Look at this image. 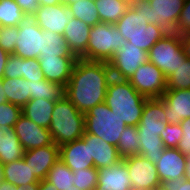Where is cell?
<instances>
[{
    "label": "cell",
    "mask_w": 190,
    "mask_h": 190,
    "mask_svg": "<svg viewBox=\"0 0 190 190\" xmlns=\"http://www.w3.org/2000/svg\"><path fill=\"white\" fill-rule=\"evenodd\" d=\"M112 78L107 62L78 58L65 87V96L85 114L94 106L105 102L107 87Z\"/></svg>",
    "instance_id": "obj_1"
},
{
    "label": "cell",
    "mask_w": 190,
    "mask_h": 190,
    "mask_svg": "<svg viewBox=\"0 0 190 190\" xmlns=\"http://www.w3.org/2000/svg\"><path fill=\"white\" fill-rule=\"evenodd\" d=\"M146 99L128 80L112 78L107 87L105 103L127 126H137Z\"/></svg>",
    "instance_id": "obj_2"
},
{
    "label": "cell",
    "mask_w": 190,
    "mask_h": 190,
    "mask_svg": "<svg viewBox=\"0 0 190 190\" xmlns=\"http://www.w3.org/2000/svg\"><path fill=\"white\" fill-rule=\"evenodd\" d=\"M53 142L59 147L82 138L85 132V114L80 112L64 95L55 102L48 129Z\"/></svg>",
    "instance_id": "obj_3"
},
{
    "label": "cell",
    "mask_w": 190,
    "mask_h": 190,
    "mask_svg": "<svg viewBox=\"0 0 190 190\" xmlns=\"http://www.w3.org/2000/svg\"><path fill=\"white\" fill-rule=\"evenodd\" d=\"M127 125L102 102L85 113V133L100 137L103 141L117 146L121 132Z\"/></svg>",
    "instance_id": "obj_4"
},
{
    "label": "cell",
    "mask_w": 190,
    "mask_h": 190,
    "mask_svg": "<svg viewBox=\"0 0 190 190\" xmlns=\"http://www.w3.org/2000/svg\"><path fill=\"white\" fill-rule=\"evenodd\" d=\"M87 46L88 61L108 62L126 42L113 24L100 22L91 27Z\"/></svg>",
    "instance_id": "obj_5"
},
{
    "label": "cell",
    "mask_w": 190,
    "mask_h": 190,
    "mask_svg": "<svg viewBox=\"0 0 190 190\" xmlns=\"http://www.w3.org/2000/svg\"><path fill=\"white\" fill-rule=\"evenodd\" d=\"M185 0H139L133 5L144 22L156 24L174 32Z\"/></svg>",
    "instance_id": "obj_6"
},
{
    "label": "cell",
    "mask_w": 190,
    "mask_h": 190,
    "mask_svg": "<svg viewBox=\"0 0 190 190\" xmlns=\"http://www.w3.org/2000/svg\"><path fill=\"white\" fill-rule=\"evenodd\" d=\"M187 57L184 54L180 35L168 32L148 51V61L159 68L167 79Z\"/></svg>",
    "instance_id": "obj_7"
},
{
    "label": "cell",
    "mask_w": 190,
    "mask_h": 190,
    "mask_svg": "<svg viewBox=\"0 0 190 190\" xmlns=\"http://www.w3.org/2000/svg\"><path fill=\"white\" fill-rule=\"evenodd\" d=\"M147 61V51L135 47V45L126 41L107 63L113 78L128 80L133 76L140 65Z\"/></svg>",
    "instance_id": "obj_8"
},
{
    "label": "cell",
    "mask_w": 190,
    "mask_h": 190,
    "mask_svg": "<svg viewBox=\"0 0 190 190\" xmlns=\"http://www.w3.org/2000/svg\"><path fill=\"white\" fill-rule=\"evenodd\" d=\"M18 29L14 54L23 59L38 58L41 54L43 30L37 25L36 15L24 14Z\"/></svg>",
    "instance_id": "obj_9"
},
{
    "label": "cell",
    "mask_w": 190,
    "mask_h": 190,
    "mask_svg": "<svg viewBox=\"0 0 190 190\" xmlns=\"http://www.w3.org/2000/svg\"><path fill=\"white\" fill-rule=\"evenodd\" d=\"M128 81L138 93L147 98H161L166 92L167 79L150 61L140 65Z\"/></svg>",
    "instance_id": "obj_10"
},
{
    "label": "cell",
    "mask_w": 190,
    "mask_h": 190,
    "mask_svg": "<svg viewBox=\"0 0 190 190\" xmlns=\"http://www.w3.org/2000/svg\"><path fill=\"white\" fill-rule=\"evenodd\" d=\"M131 179V190H159L156 165L140 155L124 158Z\"/></svg>",
    "instance_id": "obj_11"
},
{
    "label": "cell",
    "mask_w": 190,
    "mask_h": 190,
    "mask_svg": "<svg viewBox=\"0 0 190 190\" xmlns=\"http://www.w3.org/2000/svg\"><path fill=\"white\" fill-rule=\"evenodd\" d=\"M13 129L25 151L54 143L51 132L47 128L38 126L23 114L20 115Z\"/></svg>",
    "instance_id": "obj_12"
},
{
    "label": "cell",
    "mask_w": 190,
    "mask_h": 190,
    "mask_svg": "<svg viewBox=\"0 0 190 190\" xmlns=\"http://www.w3.org/2000/svg\"><path fill=\"white\" fill-rule=\"evenodd\" d=\"M23 159L32 173L41 181L60 159L59 146L55 143L24 152Z\"/></svg>",
    "instance_id": "obj_13"
},
{
    "label": "cell",
    "mask_w": 190,
    "mask_h": 190,
    "mask_svg": "<svg viewBox=\"0 0 190 190\" xmlns=\"http://www.w3.org/2000/svg\"><path fill=\"white\" fill-rule=\"evenodd\" d=\"M37 25L42 30H49L63 35L64 29L72 16L67 5L59 3L51 6H39L36 13Z\"/></svg>",
    "instance_id": "obj_14"
},
{
    "label": "cell",
    "mask_w": 190,
    "mask_h": 190,
    "mask_svg": "<svg viewBox=\"0 0 190 190\" xmlns=\"http://www.w3.org/2000/svg\"><path fill=\"white\" fill-rule=\"evenodd\" d=\"M82 139L88 145L89 161H94L96 169L110 167L122 159L117 147L103 141L100 137L84 132Z\"/></svg>",
    "instance_id": "obj_15"
},
{
    "label": "cell",
    "mask_w": 190,
    "mask_h": 190,
    "mask_svg": "<svg viewBox=\"0 0 190 190\" xmlns=\"http://www.w3.org/2000/svg\"><path fill=\"white\" fill-rule=\"evenodd\" d=\"M161 98L167 123H180L183 119L190 118V89L166 90Z\"/></svg>",
    "instance_id": "obj_16"
},
{
    "label": "cell",
    "mask_w": 190,
    "mask_h": 190,
    "mask_svg": "<svg viewBox=\"0 0 190 190\" xmlns=\"http://www.w3.org/2000/svg\"><path fill=\"white\" fill-rule=\"evenodd\" d=\"M167 119L162 98H147L143 107L140 123L137 125L138 132H150L161 135L165 130Z\"/></svg>",
    "instance_id": "obj_17"
},
{
    "label": "cell",
    "mask_w": 190,
    "mask_h": 190,
    "mask_svg": "<svg viewBox=\"0 0 190 190\" xmlns=\"http://www.w3.org/2000/svg\"><path fill=\"white\" fill-rule=\"evenodd\" d=\"M97 170L98 183L95 190H131V179L124 159Z\"/></svg>",
    "instance_id": "obj_18"
},
{
    "label": "cell",
    "mask_w": 190,
    "mask_h": 190,
    "mask_svg": "<svg viewBox=\"0 0 190 190\" xmlns=\"http://www.w3.org/2000/svg\"><path fill=\"white\" fill-rule=\"evenodd\" d=\"M91 26L72 17L64 29L63 37L69 51L77 58L87 60V46L89 42Z\"/></svg>",
    "instance_id": "obj_19"
},
{
    "label": "cell",
    "mask_w": 190,
    "mask_h": 190,
    "mask_svg": "<svg viewBox=\"0 0 190 190\" xmlns=\"http://www.w3.org/2000/svg\"><path fill=\"white\" fill-rule=\"evenodd\" d=\"M77 57H44L38 58L41 71L46 80L66 87Z\"/></svg>",
    "instance_id": "obj_20"
},
{
    "label": "cell",
    "mask_w": 190,
    "mask_h": 190,
    "mask_svg": "<svg viewBox=\"0 0 190 190\" xmlns=\"http://www.w3.org/2000/svg\"><path fill=\"white\" fill-rule=\"evenodd\" d=\"M187 156L177 148H164L163 155L156 165L160 182L185 178Z\"/></svg>",
    "instance_id": "obj_21"
},
{
    "label": "cell",
    "mask_w": 190,
    "mask_h": 190,
    "mask_svg": "<svg viewBox=\"0 0 190 190\" xmlns=\"http://www.w3.org/2000/svg\"><path fill=\"white\" fill-rule=\"evenodd\" d=\"M60 160L72 171L94 167V161H89L88 145L78 139L59 147Z\"/></svg>",
    "instance_id": "obj_22"
},
{
    "label": "cell",
    "mask_w": 190,
    "mask_h": 190,
    "mask_svg": "<svg viewBox=\"0 0 190 190\" xmlns=\"http://www.w3.org/2000/svg\"><path fill=\"white\" fill-rule=\"evenodd\" d=\"M54 105V101L39 98L30 99L22 108V114L38 126L49 129Z\"/></svg>",
    "instance_id": "obj_23"
},
{
    "label": "cell",
    "mask_w": 190,
    "mask_h": 190,
    "mask_svg": "<svg viewBox=\"0 0 190 190\" xmlns=\"http://www.w3.org/2000/svg\"><path fill=\"white\" fill-rule=\"evenodd\" d=\"M140 26L133 31L130 40L127 42L147 52L168 33L166 29L156 24L149 23Z\"/></svg>",
    "instance_id": "obj_24"
},
{
    "label": "cell",
    "mask_w": 190,
    "mask_h": 190,
    "mask_svg": "<svg viewBox=\"0 0 190 190\" xmlns=\"http://www.w3.org/2000/svg\"><path fill=\"white\" fill-rule=\"evenodd\" d=\"M24 148L17 138L13 128L2 129L0 131V162L7 164L15 160L22 159Z\"/></svg>",
    "instance_id": "obj_25"
},
{
    "label": "cell",
    "mask_w": 190,
    "mask_h": 190,
    "mask_svg": "<svg viewBox=\"0 0 190 190\" xmlns=\"http://www.w3.org/2000/svg\"><path fill=\"white\" fill-rule=\"evenodd\" d=\"M45 180L57 190H80L78 174L73 172L59 159L49 170Z\"/></svg>",
    "instance_id": "obj_26"
},
{
    "label": "cell",
    "mask_w": 190,
    "mask_h": 190,
    "mask_svg": "<svg viewBox=\"0 0 190 190\" xmlns=\"http://www.w3.org/2000/svg\"><path fill=\"white\" fill-rule=\"evenodd\" d=\"M4 181L15 186L40 183V180L32 173L23 158L4 164Z\"/></svg>",
    "instance_id": "obj_27"
},
{
    "label": "cell",
    "mask_w": 190,
    "mask_h": 190,
    "mask_svg": "<svg viewBox=\"0 0 190 190\" xmlns=\"http://www.w3.org/2000/svg\"><path fill=\"white\" fill-rule=\"evenodd\" d=\"M2 86L7 101L23 108L30 100V81L23 77L3 78Z\"/></svg>",
    "instance_id": "obj_28"
},
{
    "label": "cell",
    "mask_w": 190,
    "mask_h": 190,
    "mask_svg": "<svg viewBox=\"0 0 190 190\" xmlns=\"http://www.w3.org/2000/svg\"><path fill=\"white\" fill-rule=\"evenodd\" d=\"M44 57H76L67 46L65 38L49 30H43L41 37V54L38 58Z\"/></svg>",
    "instance_id": "obj_29"
},
{
    "label": "cell",
    "mask_w": 190,
    "mask_h": 190,
    "mask_svg": "<svg viewBox=\"0 0 190 190\" xmlns=\"http://www.w3.org/2000/svg\"><path fill=\"white\" fill-rule=\"evenodd\" d=\"M140 148L139 155L157 164L163 155L164 145L162 139L156 133L138 132Z\"/></svg>",
    "instance_id": "obj_30"
},
{
    "label": "cell",
    "mask_w": 190,
    "mask_h": 190,
    "mask_svg": "<svg viewBox=\"0 0 190 190\" xmlns=\"http://www.w3.org/2000/svg\"><path fill=\"white\" fill-rule=\"evenodd\" d=\"M65 95V87L55 82L44 80L30 81V99L58 101Z\"/></svg>",
    "instance_id": "obj_31"
},
{
    "label": "cell",
    "mask_w": 190,
    "mask_h": 190,
    "mask_svg": "<svg viewBox=\"0 0 190 190\" xmlns=\"http://www.w3.org/2000/svg\"><path fill=\"white\" fill-rule=\"evenodd\" d=\"M100 22L115 25L130 7L120 0H94Z\"/></svg>",
    "instance_id": "obj_32"
},
{
    "label": "cell",
    "mask_w": 190,
    "mask_h": 190,
    "mask_svg": "<svg viewBox=\"0 0 190 190\" xmlns=\"http://www.w3.org/2000/svg\"><path fill=\"white\" fill-rule=\"evenodd\" d=\"M69 13L89 26L100 23L94 0H78L67 5Z\"/></svg>",
    "instance_id": "obj_33"
},
{
    "label": "cell",
    "mask_w": 190,
    "mask_h": 190,
    "mask_svg": "<svg viewBox=\"0 0 190 190\" xmlns=\"http://www.w3.org/2000/svg\"><path fill=\"white\" fill-rule=\"evenodd\" d=\"M139 139L137 126H127L125 130L121 132V137L116 147L122 159L139 155Z\"/></svg>",
    "instance_id": "obj_34"
},
{
    "label": "cell",
    "mask_w": 190,
    "mask_h": 190,
    "mask_svg": "<svg viewBox=\"0 0 190 190\" xmlns=\"http://www.w3.org/2000/svg\"><path fill=\"white\" fill-rule=\"evenodd\" d=\"M149 24L144 22L141 18V13L132 5L130 6L125 14L117 21L115 24L119 33L123 36L125 41L130 40V37L133 34V31L140 25Z\"/></svg>",
    "instance_id": "obj_35"
},
{
    "label": "cell",
    "mask_w": 190,
    "mask_h": 190,
    "mask_svg": "<svg viewBox=\"0 0 190 190\" xmlns=\"http://www.w3.org/2000/svg\"><path fill=\"white\" fill-rule=\"evenodd\" d=\"M190 89V59L180 63L166 81V90Z\"/></svg>",
    "instance_id": "obj_36"
},
{
    "label": "cell",
    "mask_w": 190,
    "mask_h": 190,
    "mask_svg": "<svg viewBox=\"0 0 190 190\" xmlns=\"http://www.w3.org/2000/svg\"><path fill=\"white\" fill-rule=\"evenodd\" d=\"M24 12L17 5L15 0H0V25L18 26Z\"/></svg>",
    "instance_id": "obj_37"
},
{
    "label": "cell",
    "mask_w": 190,
    "mask_h": 190,
    "mask_svg": "<svg viewBox=\"0 0 190 190\" xmlns=\"http://www.w3.org/2000/svg\"><path fill=\"white\" fill-rule=\"evenodd\" d=\"M22 114V108L10 102L0 104V127L13 128Z\"/></svg>",
    "instance_id": "obj_38"
},
{
    "label": "cell",
    "mask_w": 190,
    "mask_h": 190,
    "mask_svg": "<svg viewBox=\"0 0 190 190\" xmlns=\"http://www.w3.org/2000/svg\"><path fill=\"white\" fill-rule=\"evenodd\" d=\"M164 148H176L178 142L183 137V131L180 123H167L165 130L161 131L160 135Z\"/></svg>",
    "instance_id": "obj_39"
},
{
    "label": "cell",
    "mask_w": 190,
    "mask_h": 190,
    "mask_svg": "<svg viewBox=\"0 0 190 190\" xmlns=\"http://www.w3.org/2000/svg\"><path fill=\"white\" fill-rule=\"evenodd\" d=\"M73 174H78L80 190H95L98 183V170L95 167L80 169L79 171H74Z\"/></svg>",
    "instance_id": "obj_40"
},
{
    "label": "cell",
    "mask_w": 190,
    "mask_h": 190,
    "mask_svg": "<svg viewBox=\"0 0 190 190\" xmlns=\"http://www.w3.org/2000/svg\"><path fill=\"white\" fill-rule=\"evenodd\" d=\"M18 26L2 27L0 36V47L8 54H14L16 38H18Z\"/></svg>",
    "instance_id": "obj_41"
},
{
    "label": "cell",
    "mask_w": 190,
    "mask_h": 190,
    "mask_svg": "<svg viewBox=\"0 0 190 190\" xmlns=\"http://www.w3.org/2000/svg\"><path fill=\"white\" fill-rule=\"evenodd\" d=\"M22 77L28 81L45 79L38 58H22Z\"/></svg>",
    "instance_id": "obj_42"
},
{
    "label": "cell",
    "mask_w": 190,
    "mask_h": 190,
    "mask_svg": "<svg viewBox=\"0 0 190 190\" xmlns=\"http://www.w3.org/2000/svg\"><path fill=\"white\" fill-rule=\"evenodd\" d=\"M22 77V58L15 54H10L4 71V78Z\"/></svg>",
    "instance_id": "obj_43"
},
{
    "label": "cell",
    "mask_w": 190,
    "mask_h": 190,
    "mask_svg": "<svg viewBox=\"0 0 190 190\" xmlns=\"http://www.w3.org/2000/svg\"><path fill=\"white\" fill-rule=\"evenodd\" d=\"M174 32L179 35L190 33V0H185Z\"/></svg>",
    "instance_id": "obj_44"
},
{
    "label": "cell",
    "mask_w": 190,
    "mask_h": 190,
    "mask_svg": "<svg viewBox=\"0 0 190 190\" xmlns=\"http://www.w3.org/2000/svg\"><path fill=\"white\" fill-rule=\"evenodd\" d=\"M183 131V137L178 142L177 149L185 156L190 155V118L183 119L180 122Z\"/></svg>",
    "instance_id": "obj_45"
},
{
    "label": "cell",
    "mask_w": 190,
    "mask_h": 190,
    "mask_svg": "<svg viewBox=\"0 0 190 190\" xmlns=\"http://www.w3.org/2000/svg\"><path fill=\"white\" fill-rule=\"evenodd\" d=\"M159 190H190V180L185 178L165 180L160 183Z\"/></svg>",
    "instance_id": "obj_46"
},
{
    "label": "cell",
    "mask_w": 190,
    "mask_h": 190,
    "mask_svg": "<svg viewBox=\"0 0 190 190\" xmlns=\"http://www.w3.org/2000/svg\"><path fill=\"white\" fill-rule=\"evenodd\" d=\"M24 14H35L39 8L38 0H15Z\"/></svg>",
    "instance_id": "obj_47"
},
{
    "label": "cell",
    "mask_w": 190,
    "mask_h": 190,
    "mask_svg": "<svg viewBox=\"0 0 190 190\" xmlns=\"http://www.w3.org/2000/svg\"><path fill=\"white\" fill-rule=\"evenodd\" d=\"M185 56L190 59V33L180 35Z\"/></svg>",
    "instance_id": "obj_48"
},
{
    "label": "cell",
    "mask_w": 190,
    "mask_h": 190,
    "mask_svg": "<svg viewBox=\"0 0 190 190\" xmlns=\"http://www.w3.org/2000/svg\"><path fill=\"white\" fill-rule=\"evenodd\" d=\"M10 54L0 47V80L4 78V71Z\"/></svg>",
    "instance_id": "obj_49"
},
{
    "label": "cell",
    "mask_w": 190,
    "mask_h": 190,
    "mask_svg": "<svg viewBox=\"0 0 190 190\" xmlns=\"http://www.w3.org/2000/svg\"><path fill=\"white\" fill-rule=\"evenodd\" d=\"M39 190H57L56 187L45 179L40 181Z\"/></svg>",
    "instance_id": "obj_50"
},
{
    "label": "cell",
    "mask_w": 190,
    "mask_h": 190,
    "mask_svg": "<svg viewBox=\"0 0 190 190\" xmlns=\"http://www.w3.org/2000/svg\"><path fill=\"white\" fill-rule=\"evenodd\" d=\"M40 183H29L26 186H17V190H39Z\"/></svg>",
    "instance_id": "obj_51"
},
{
    "label": "cell",
    "mask_w": 190,
    "mask_h": 190,
    "mask_svg": "<svg viewBox=\"0 0 190 190\" xmlns=\"http://www.w3.org/2000/svg\"><path fill=\"white\" fill-rule=\"evenodd\" d=\"M39 6H51L63 3L62 0H38Z\"/></svg>",
    "instance_id": "obj_52"
},
{
    "label": "cell",
    "mask_w": 190,
    "mask_h": 190,
    "mask_svg": "<svg viewBox=\"0 0 190 190\" xmlns=\"http://www.w3.org/2000/svg\"><path fill=\"white\" fill-rule=\"evenodd\" d=\"M0 190H17V186L12 185V184L9 183V182L3 181V182L0 184Z\"/></svg>",
    "instance_id": "obj_53"
},
{
    "label": "cell",
    "mask_w": 190,
    "mask_h": 190,
    "mask_svg": "<svg viewBox=\"0 0 190 190\" xmlns=\"http://www.w3.org/2000/svg\"><path fill=\"white\" fill-rule=\"evenodd\" d=\"M8 102L7 97L5 95V90L3 89L2 86V80H0V104Z\"/></svg>",
    "instance_id": "obj_54"
},
{
    "label": "cell",
    "mask_w": 190,
    "mask_h": 190,
    "mask_svg": "<svg viewBox=\"0 0 190 190\" xmlns=\"http://www.w3.org/2000/svg\"><path fill=\"white\" fill-rule=\"evenodd\" d=\"M185 179L190 180V155L187 156L186 160Z\"/></svg>",
    "instance_id": "obj_55"
},
{
    "label": "cell",
    "mask_w": 190,
    "mask_h": 190,
    "mask_svg": "<svg viewBox=\"0 0 190 190\" xmlns=\"http://www.w3.org/2000/svg\"><path fill=\"white\" fill-rule=\"evenodd\" d=\"M4 181V164L0 162V184Z\"/></svg>",
    "instance_id": "obj_56"
},
{
    "label": "cell",
    "mask_w": 190,
    "mask_h": 190,
    "mask_svg": "<svg viewBox=\"0 0 190 190\" xmlns=\"http://www.w3.org/2000/svg\"><path fill=\"white\" fill-rule=\"evenodd\" d=\"M125 2L128 6L135 5L139 0H120Z\"/></svg>",
    "instance_id": "obj_57"
},
{
    "label": "cell",
    "mask_w": 190,
    "mask_h": 190,
    "mask_svg": "<svg viewBox=\"0 0 190 190\" xmlns=\"http://www.w3.org/2000/svg\"><path fill=\"white\" fill-rule=\"evenodd\" d=\"M65 5H68L70 3L76 2L78 0H62Z\"/></svg>",
    "instance_id": "obj_58"
},
{
    "label": "cell",
    "mask_w": 190,
    "mask_h": 190,
    "mask_svg": "<svg viewBox=\"0 0 190 190\" xmlns=\"http://www.w3.org/2000/svg\"><path fill=\"white\" fill-rule=\"evenodd\" d=\"M2 26L0 25V36H1Z\"/></svg>",
    "instance_id": "obj_59"
}]
</instances>
